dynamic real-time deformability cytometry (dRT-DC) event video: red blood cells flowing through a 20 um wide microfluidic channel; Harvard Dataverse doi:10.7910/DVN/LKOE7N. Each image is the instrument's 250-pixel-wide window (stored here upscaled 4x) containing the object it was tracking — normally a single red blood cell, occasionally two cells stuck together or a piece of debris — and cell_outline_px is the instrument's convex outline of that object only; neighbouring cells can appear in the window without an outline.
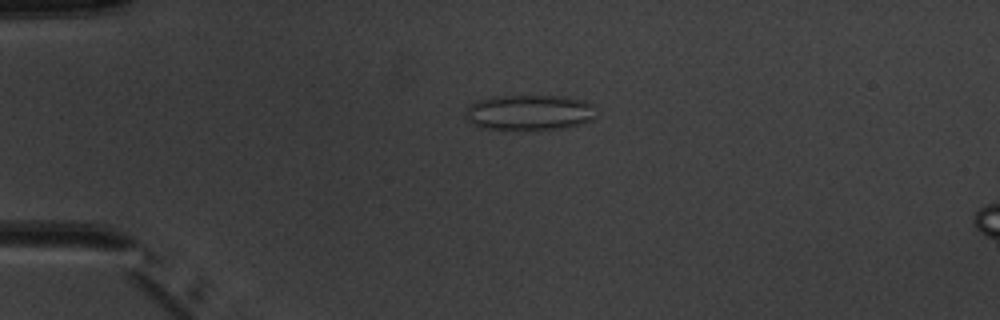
{"species": "common noctule bat (a hibernating species)", "species_latin": "Nyctalus noctula", "temperature_condition": "warm", "stored_images_in_passage": 6, "camera_frame_rate_fps": 3000, "um_per_image_px": 0.085, "animal": {"sex": "male", "body_mass_g": 20.1, "forearm_length_mm": 53.5}, "frame": {"image": 1, "passage_image": 4, "time_ms": 3.667, "image_size_px": [1000, 320], "cell_outline_px": [[592, 120], [580, 124], [564, 128], [532, 132], [520, 132], [480, 128], [468, 120], [464, 116], [464, 112], [476, 100], [496, 96], [564, 96], [584, 100], [592, 104]], "centroid_in_image_um": [44.94, 9.61], "position_along_channel_um": 40.1, "area_um2": 27.8}}